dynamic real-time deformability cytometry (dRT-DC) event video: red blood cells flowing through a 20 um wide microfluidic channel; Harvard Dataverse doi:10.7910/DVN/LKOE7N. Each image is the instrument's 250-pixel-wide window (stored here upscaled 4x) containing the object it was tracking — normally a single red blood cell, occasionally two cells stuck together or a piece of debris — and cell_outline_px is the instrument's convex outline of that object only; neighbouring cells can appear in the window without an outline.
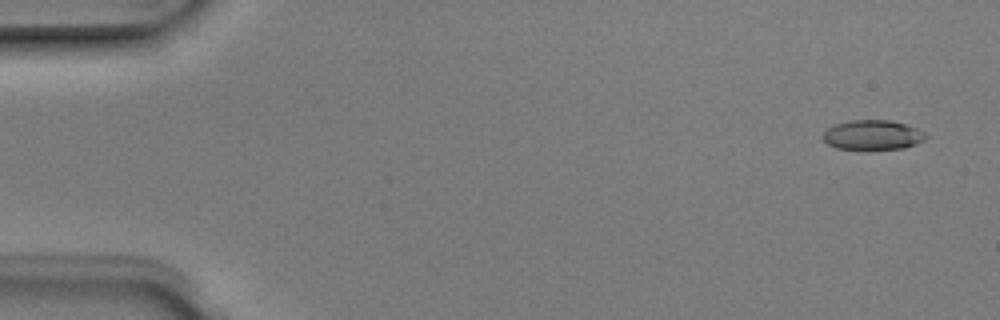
{"species": "Egyptian fruit bat (a non-hibernating species)", "species_latin": "Rousettus aegyptiacus", "temperature_condition": "room temperature", "stored_images_in_passage": 4, "camera_frame_rate_fps": 3000, "um_per_image_px": 0.085, "animal": {"sex": "male"}, "frame": {"image": 1, "passage_image": 1, "time_ms": 0.0, "image_size_px": [1000, 320], "cell_outline_px": [[928, 136], [924, 140], [916, 144], [904, 148], [836, 148], [828, 144], [824, 140], [824, 132], [828, 128], [836, 124], [848, 120], [888, 120], [908, 124], [924, 132]], "centroid_in_image_um": [74.21, 11.45], "position_along_channel_um": 10.8, "area_um2": 17.51}}
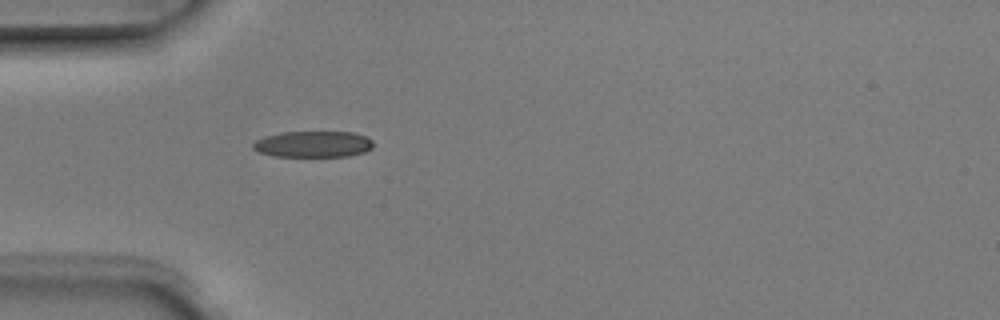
{"frame": {"image": 2, "passage_image": 4, "time_ms": 1.0, "image_size_px": [1000, 320], "cell_outline_px": [[372, 148], [364, 152], [348, 156], [276, 156], [260, 152], [252, 148], [252, 144], [256, 140], [264, 136], [280, 132], [352, 132], [364, 136], [372, 140]], "centroid_in_image_um": [26.6, 12.25], "position_along_channel_um": 58.4, "area_um2": 18.26}}